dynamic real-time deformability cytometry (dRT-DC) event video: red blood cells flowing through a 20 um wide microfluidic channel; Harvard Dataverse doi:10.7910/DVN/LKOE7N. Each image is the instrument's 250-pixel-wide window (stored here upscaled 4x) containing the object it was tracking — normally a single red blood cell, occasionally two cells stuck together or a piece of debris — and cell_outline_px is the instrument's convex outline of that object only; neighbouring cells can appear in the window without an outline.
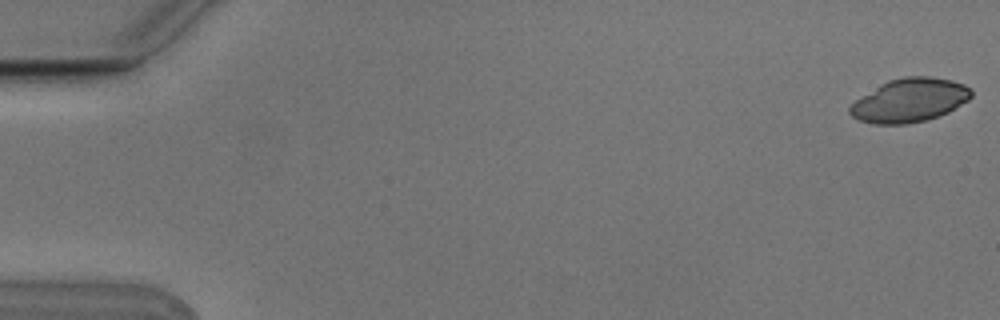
{"species": "Egyptian fruit bat (a non-hibernating species)", "species_latin": "Rousettus aegyptiacus", "temperature_condition": "cold", "stored_images_in_passage": 4, "camera_frame_rate_fps": 3000, "um_per_image_px": 0.085, "animal": {"sex": "male"}, "frame": {"image": 1, "passage_image": 1, "time_ms": 0.0, "image_size_px": [1000, 320], "cell_outline_px": [[972, 96], [968, 100], [948, 112], [940, 116], [908, 124], [872, 124], [860, 120], [852, 116], [848, 112], [848, 108], [856, 100], [880, 84], [888, 80], [904, 76], [928, 76], [952, 80], [964, 84], [972, 88]], "centroid_in_image_um": [77.33, 8.52], "position_along_channel_um": 7.7, "area_um2": 30.92}}